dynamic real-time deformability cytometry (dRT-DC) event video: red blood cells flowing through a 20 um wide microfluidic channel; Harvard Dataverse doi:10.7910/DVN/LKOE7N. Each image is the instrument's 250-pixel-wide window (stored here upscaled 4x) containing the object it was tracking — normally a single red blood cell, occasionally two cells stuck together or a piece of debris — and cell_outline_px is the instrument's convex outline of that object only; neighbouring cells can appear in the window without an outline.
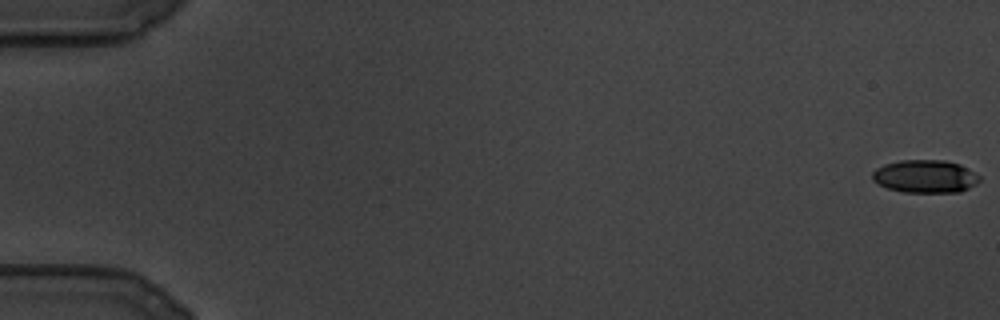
{"species": "common noctule bat (a hibernating species)", "species_latin": "Nyctalus noctula", "temperature_condition": "cold", "stored_images_in_passage": 116, "camera_frame_rate_fps": 3000, "um_per_image_px": 0.085, "animal": {"sex": "male", "body_mass_g": 19.5, "forearm_length_mm": 54.6}, "frame": {"image": 1, "passage_image": 1, "time_ms": 0.0, "image_size_px": [1000, 320], "cell_outline_px": [[980, 180], [976, 184], [960, 192], [904, 192], [888, 188], [872, 180], [872, 172], [876, 168], [884, 164], [900, 160], [944, 160], [960, 164], [980, 176]], "centroid_in_image_um": [78.64, 14.98], "position_along_channel_um": 6.4, "area_um2": 20.52}}
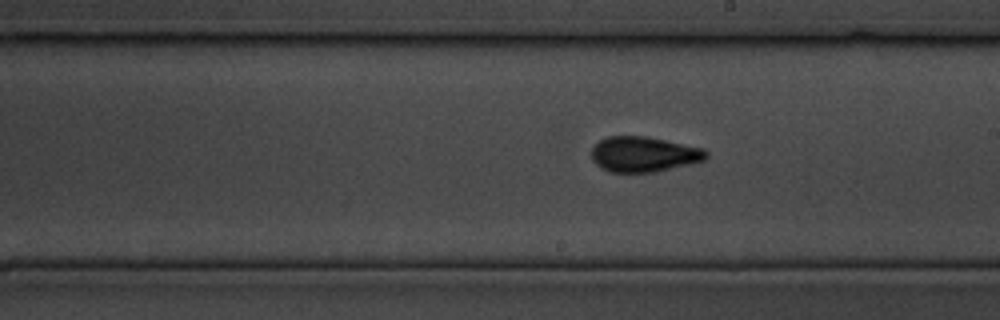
{"frame": {"image": 2, "passage_image": 67, "time_ms": 22.0, "image_size_px": [1000, 320], "cell_outline_px": [[708, 156], [704, 160], [656, 172], [608, 172], [600, 168], [592, 160], [592, 148], [600, 140], [608, 136], [648, 136], [704, 148], [708, 152]], "centroid_in_image_um": [54.72, 13.11], "position_along_channel_um": 234.3, "area_um2": 23.7}}
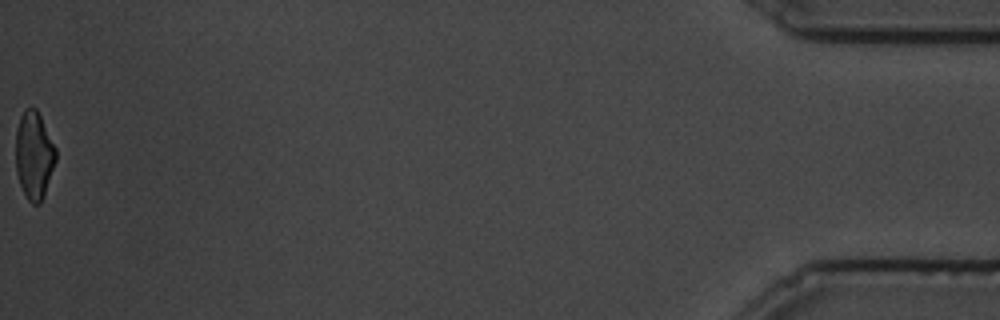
{"frame": {"image": 3, "passage_image": 116, "time_ms": 38.333, "image_size_px": [1000, 320], "cell_outline_px": [[56, 160], [44, 196], [40, 204], [32, 204], [28, 200], [20, 184], [16, 172], [16, 128], [20, 116], [24, 108], [36, 108], [56, 148]], "centroid_in_image_um": [2.89, 13.2], "position_along_channel_um": 432.3, "area_um2": 20.46}}